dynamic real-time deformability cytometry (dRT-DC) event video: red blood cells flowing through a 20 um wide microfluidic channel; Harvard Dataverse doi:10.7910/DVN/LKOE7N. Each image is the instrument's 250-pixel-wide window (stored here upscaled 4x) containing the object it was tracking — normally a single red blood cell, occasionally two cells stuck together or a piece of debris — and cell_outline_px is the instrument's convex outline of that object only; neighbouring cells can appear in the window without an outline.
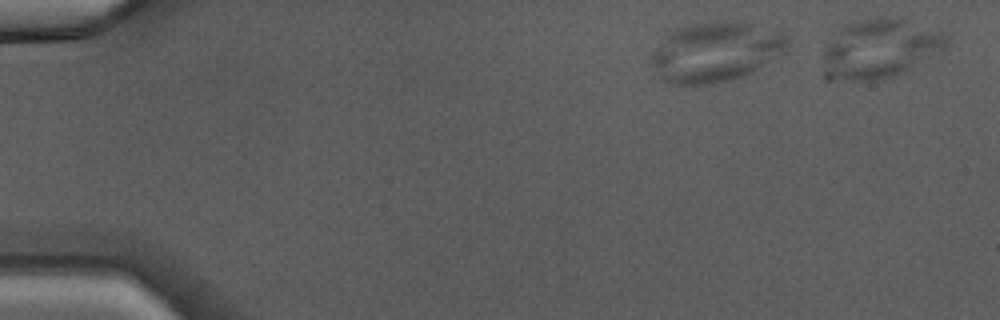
{"species": "Egyptian fruit bat (a non-hibernating species)", "species_latin": "Rousettus aegyptiacus", "temperature_condition": "warm", "stored_images_in_passage": 35, "camera_frame_rate_fps": 3000, "um_per_image_px": 0.085, "animal": {"sex": "male"}, "frame": {"image": 1, "passage_image": 1, "time_ms": 0.0, "image_size_px": [1000, 320], "cell_outline_px": [[788, 52], [752, 72], [728, 80], [712, 84], [676, 84], [664, 80], [648, 64], [648, 56], [664, 36], [680, 28], [692, 24], [748, 24], [784, 32], [788, 40]], "centroid_in_image_um": [60.81, 4.46], "position_along_channel_um": 24.2, "area_um2": 46.76}}
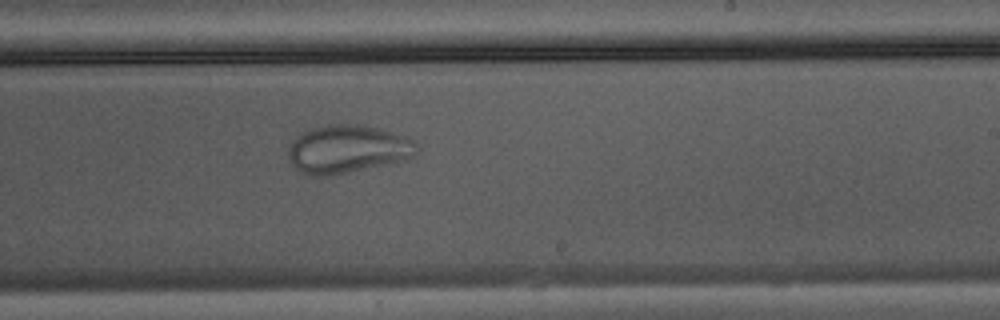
{"frame": {"image": 2, "passage_image": 23, "time_ms": 7.333, "image_size_px": [1000, 320], "cell_outline_px": [[420, 148], [412, 156], [404, 160], [348, 172], [328, 176], [308, 176], [300, 172], [288, 160], [288, 148], [296, 136], [304, 132], [328, 124], [360, 124], [380, 128], [416, 140]], "centroid_in_image_um": [29.54, 12.67], "position_along_channel_um": 259.5, "area_um2": 36.07}}
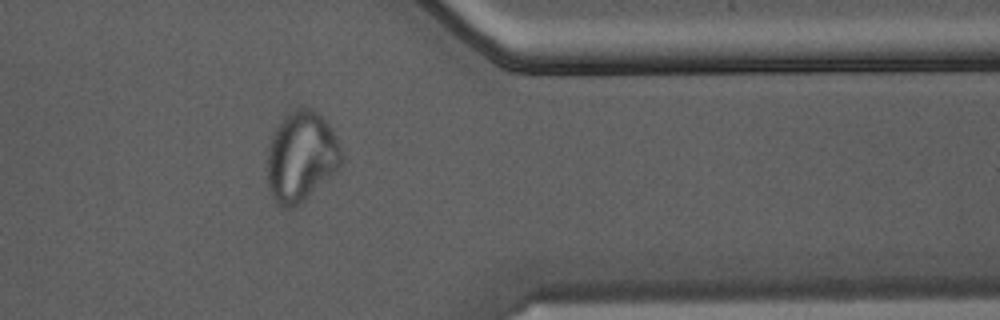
{"frame": {"image": 3, "passage_image": 32, "time_ms": 10.333, "image_size_px": [1000, 320], "cell_outline_px": [[344, 160], [332, 172], [296, 204], [288, 208], [284, 208], [272, 196], [268, 184], [268, 148], [272, 132], [300, 104], [312, 108], [332, 128], [344, 156]], "centroid_in_image_um": [25.59, 13.23], "position_along_channel_um": 385.8, "area_um2": 37.74}}